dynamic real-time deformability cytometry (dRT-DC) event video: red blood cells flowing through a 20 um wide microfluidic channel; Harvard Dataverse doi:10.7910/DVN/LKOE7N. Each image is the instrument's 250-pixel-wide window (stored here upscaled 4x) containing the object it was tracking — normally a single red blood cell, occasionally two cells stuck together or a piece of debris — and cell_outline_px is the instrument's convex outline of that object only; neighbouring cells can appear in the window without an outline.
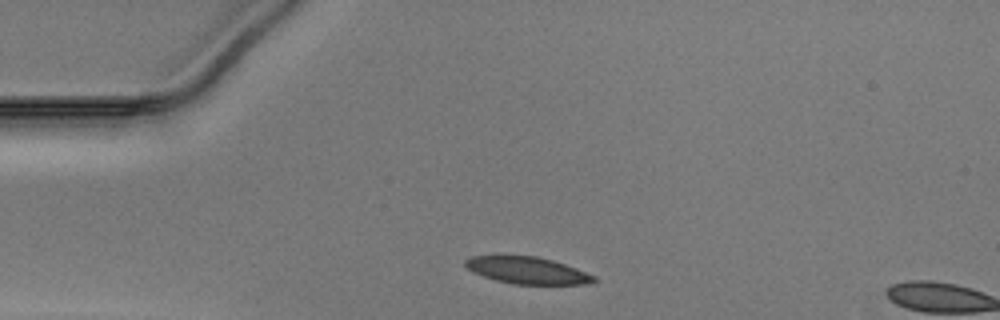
{"species": "Egyptian fruit bat (a non-hibernating species)", "species_latin": "Rousettus aegyptiacus", "temperature_condition": "warm", "stored_images_in_passage": 4, "camera_frame_rate_fps": 3000, "um_per_image_px": 0.085, "animal": {"sex": "male"}, "frame": {"image": 1, "passage_image": 1, "time_ms": 0.0, "image_size_px": [1000, 320], "cell_outline_px": [[596, 280], [584, 284], [512, 284], [496, 280], [484, 276], [468, 268], [464, 264], [464, 260], [472, 256], [536, 256], [552, 260], [576, 268], [596, 276]], "centroid_in_image_um": [44.83, 22.98], "position_along_channel_um": 40.2, "area_um2": 19.83}}